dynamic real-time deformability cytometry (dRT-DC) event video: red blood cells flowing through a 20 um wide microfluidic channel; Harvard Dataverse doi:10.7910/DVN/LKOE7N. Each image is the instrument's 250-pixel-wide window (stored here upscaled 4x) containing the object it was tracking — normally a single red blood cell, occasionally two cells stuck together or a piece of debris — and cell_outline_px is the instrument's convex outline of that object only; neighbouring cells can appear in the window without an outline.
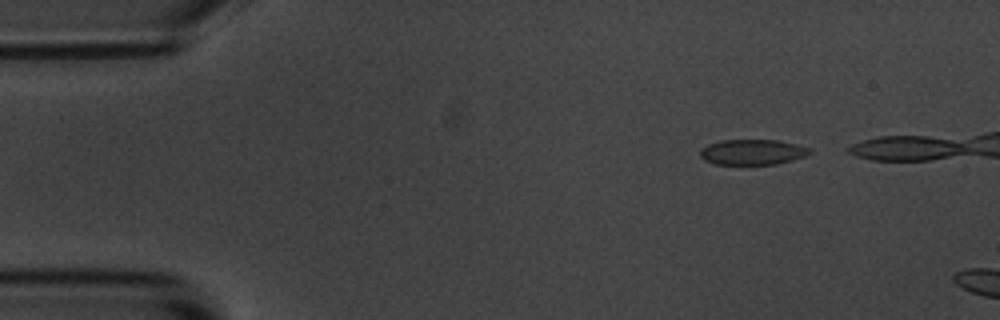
{"species": "common noctule bat (a hibernating species)", "species_latin": "Nyctalus noctula", "temperature_condition": "room temperature", "stored_images_in_passage": 5, "camera_frame_rate_fps": 3000, "um_per_image_px": 0.085, "animal": {"sex": "male", "body_mass_g": 20.1, "forearm_length_mm": 53.5}, "frame": {"image": 1, "passage_image": 2, "time_ms": 1.0, "image_size_px": [1000, 320], "cell_outline_px": [[812, 152], [804, 156], [792, 160], [776, 164], [716, 164], [704, 160], [700, 156], [700, 148], [708, 144], [720, 140], [776, 140], [796, 144], [812, 148]], "centroid_in_image_um": [63.95, 12.92], "position_along_channel_um": 21.1, "area_um2": 16.24}}